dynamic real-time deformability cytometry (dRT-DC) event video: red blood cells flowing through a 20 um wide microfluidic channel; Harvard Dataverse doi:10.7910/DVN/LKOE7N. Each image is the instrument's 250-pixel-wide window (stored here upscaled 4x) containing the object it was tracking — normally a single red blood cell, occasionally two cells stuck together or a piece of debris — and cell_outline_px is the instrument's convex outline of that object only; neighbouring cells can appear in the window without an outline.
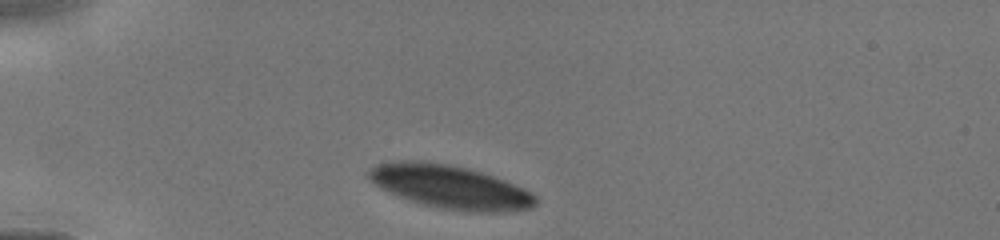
{"species": "human", "species_latin": "Homo sapiens", "temperature_condition": "cold", "stored_images_in_passage": 20, "camera_frame_rate_fps": 3000, "um_per_image_px": 0.085, "donor": {"sex": "male"}, "frame": {"image": 1, "passage_image": 1, "time_ms": 0.0, "image_size_px": [1000, 240], "cell_outline_px": [[536, 204], [532, 208], [508, 212], [464, 212], [424, 204], [400, 196], [380, 188], [368, 180], [368, 172], [372, 168], [380, 164], [392, 160], [416, 160], [444, 164], [468, 168], [516, 184], [536, 196]], "centroid_in_image_um": [38.28, 15.89], "position_along_channel_um": 46.7, "area_um2": 41.91}}
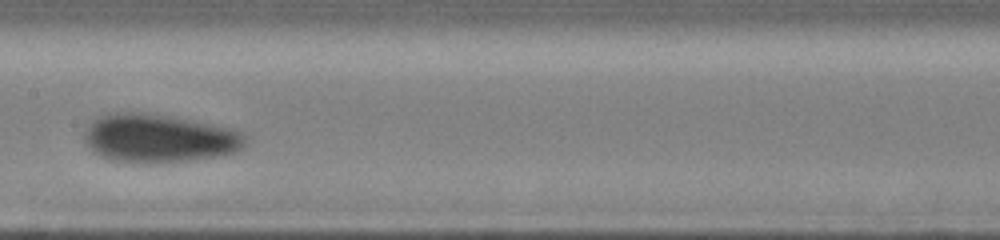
{"frame": {"image": 2, "passage_image": 12, "time_ms": 4.0, "image_size_px": [1000, 240], "cell_outline_px": [[244, 144], [236, 152], [216, 156], [192, 160], [160, 164], [132, 164], [108, 160], [100, 156], [84, 140], [84, 132], [88, 124], [96, 116], [108, 112], [140, 112], [176, 116], [232, 128], [240, 132], [244, 136]], "centroid_in_image_um": [13.45, 11.76], "position_along_channel_um": 194.0, "area_um2": 46.36}}
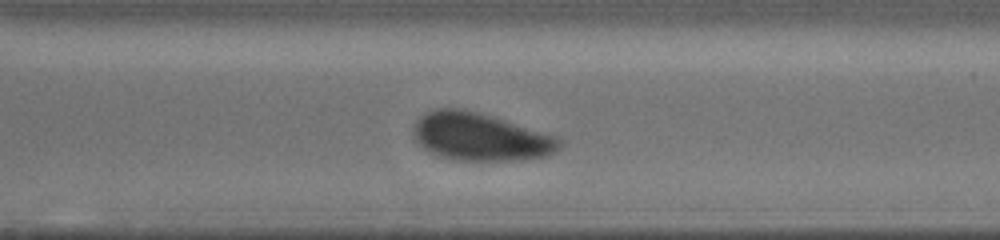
{"frame": {"image": 3, "passage_image": 20, "time_ms": 7.0, "image_size_px": [1000, 240], "cell_outline_px": [[564, 140], [560, 148], [556, 152], [548, 156], [524, 160], [452, 160], [436, 156], [428, 152], [412, 136], [412, 124], [424, 112], [436, 108], [460, 108], [480, 112], [556, 136]], "centroid_in_image_um": [40.8, 11.63], "position_along_channel_um": 329.8, "area_um2": 41.38}}